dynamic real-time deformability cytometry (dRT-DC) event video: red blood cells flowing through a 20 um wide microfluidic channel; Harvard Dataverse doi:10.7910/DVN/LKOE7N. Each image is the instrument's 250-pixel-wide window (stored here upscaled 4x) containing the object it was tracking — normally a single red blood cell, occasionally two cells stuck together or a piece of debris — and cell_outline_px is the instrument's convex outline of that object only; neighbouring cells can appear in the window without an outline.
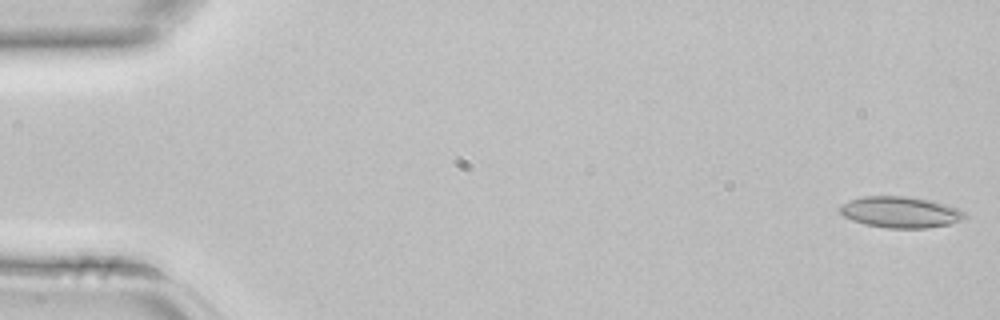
{"species": "common noctule bat (a hibernating species)", "species_latin": "Nyctalus noctula", "temperature_condition": "room temperature", "stored_images_in_passage": 3, "camera_frame_rate_fps": 3000, "um_per_image_px": 0.085, "animal": {"sex": "female", "body_mass_g": 22.7, "forearm_length_mm": 54.2}, "frame": {"image": 1, "passage_image": 1, "time_ms": 0.0, "image_size_px": [1000, 320], "cell_outline_px": [[968, 216], [952, 224], [928, 228], [884, 228], [864, 224], [852, 220], [844, 216], [840, 212], [840, 204], [848, 200], [864, 196], [908, 196], [928, 200], [944, 204], [956, 208], [964, 212]], "centroid_in_image_um": [76.51, 18.04], "position_along_channel_um": 8.5, "area_um2": 22.77}}
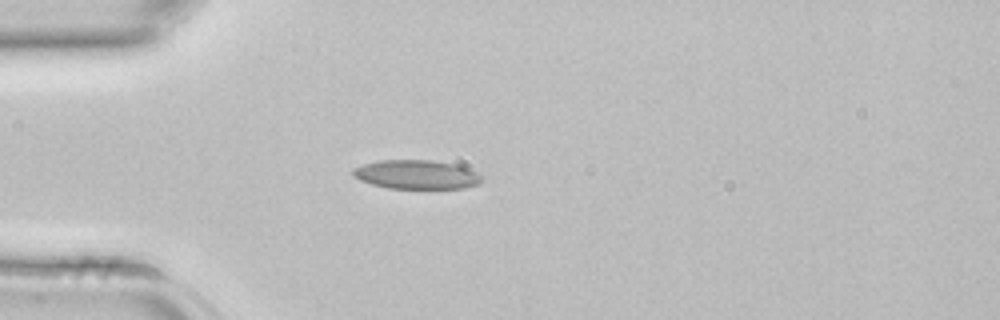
{"frame": {"image": 2, "passage_image": 3, "time_ms": 0.667, "image_size_px": [1000, 320], "cell_outline_px": [[484, 180], [480, 184], [464, 188], [388, 188], [372, 184], [360, 180], [352, 176], [352, 168], [364, 164], [380, 160], [432, 160], [452, 164], [476, 172], [484, 176]], "centroid_in_image_um": [35.4, 14.84], "position_along_channel_um": 49.6, "area_um2": 21.73}}